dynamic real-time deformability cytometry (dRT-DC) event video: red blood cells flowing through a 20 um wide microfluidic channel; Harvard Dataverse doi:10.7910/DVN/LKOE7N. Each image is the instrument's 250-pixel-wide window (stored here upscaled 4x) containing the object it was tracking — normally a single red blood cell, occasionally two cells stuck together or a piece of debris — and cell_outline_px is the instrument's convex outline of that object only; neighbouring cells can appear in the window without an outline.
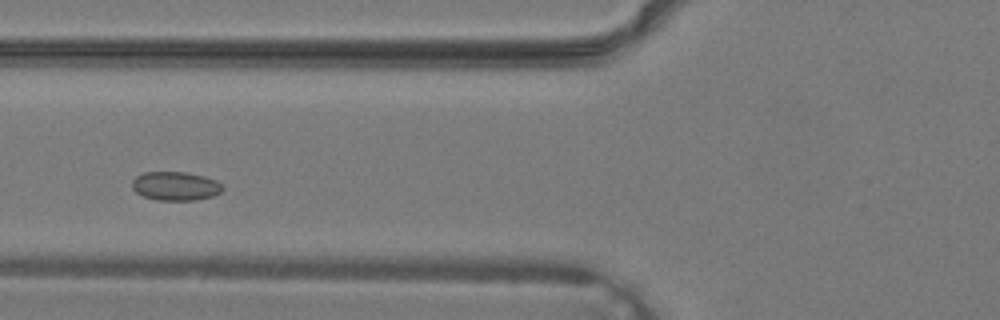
{"species": "common noctule bat (a hibernating species)", "species_latin": "Nyctalus noctula", "temperature_condition": "warm", "stored_images_in_passage": 32, "camera_frame_rate_fps": 3000, "um_per_image_px": 0.085, "animal": {"sex": "male", "body_mass_g": 19.2, "forearm_length_mm": 51.8}, "frame": {"image": 1, "passage_image": 9, "time_ms": 2.667, "image_size_px": [1000, 320], "cell_outline_px": [[224, 188], [220, 192], [212, 196], [196, 200], [156, 200], [144, 196], [136, 192], [132, 188], [132, 180], [136, 176], [144, 172], [184, 172], [204, 176], [216, 180]], "centroid_in_image_um": [14.9, 15.81], "position_along_channel_um": 110.9, "area_um2": 15.14}}
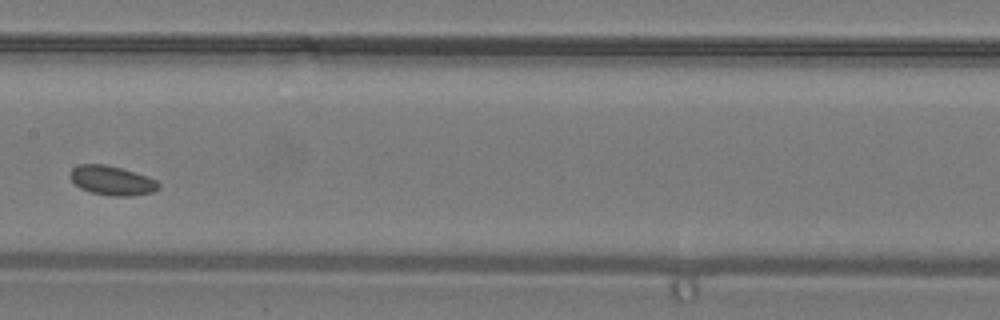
{"frame": {"image": 2, "passage_image": 14, "time_ms": 4.333, "image_size_px": [1000, 320], "cell_outline_px": [[160, 188], [152, 192], [128, 196], [112, 196], [92, 192], [80, 188], [68, 176], [72, 168], [80, 164], [104, 164], [120, 168], [156, 180], [160, 184]], "centroid_in_image_um": [9.48, 15.34], "position_along_channel_um": 197.9, "area_um2": 14.85}}
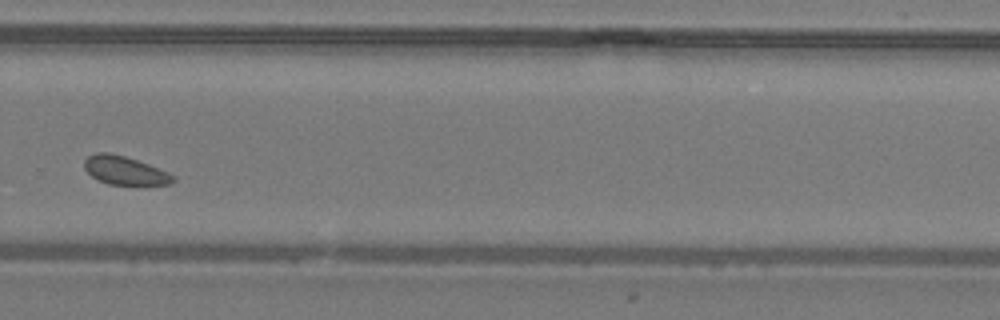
{"frame": {"image": 3, "passage_image": 21, "time_ms": 6.667, "image_size_px": [1000, 320], "cell_outline_px": [[176, 180], [172, 184], [108, 184], [92, 176], [84, 168], [84, 160], [88, 156], [96, 152], [108, 152], [124, 156], [148, 164], [168, 172], [176, 176]], "centroid_in_image_um": [10.62, 14.48], "position_along_channel_um": 319.2, "area_um2": 14.57}}